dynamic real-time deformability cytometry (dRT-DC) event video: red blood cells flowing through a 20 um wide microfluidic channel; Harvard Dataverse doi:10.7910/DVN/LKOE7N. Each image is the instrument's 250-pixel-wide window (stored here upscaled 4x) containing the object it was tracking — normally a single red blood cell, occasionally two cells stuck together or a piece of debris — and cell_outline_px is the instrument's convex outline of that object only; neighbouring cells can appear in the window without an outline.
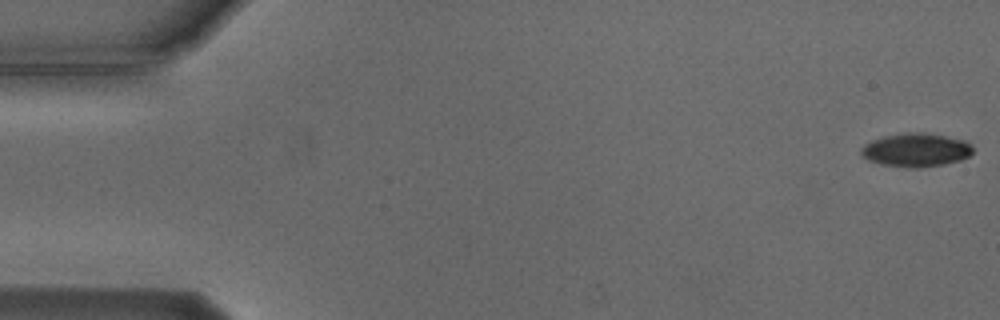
{"species": "Egyptian fruit bat (a non-hibernating species)", "species_latin": "Rousettus aegyptiacus", "temperature_condition": "cold", "stored_images_in_passage": 6, "camera_frame_rate_fps": 3000, "um_per_image_px": 0.085, "animal": {"sex": "male"}, "frame": {"image": 1, "passage_image": 1, "time_ms": 0.0, "image_size_px": [1000, 320], "cell_outline_px": [[972, 152], [968, 156], [960, 160], [944, 164], [920, 168], [908, 168], [880, 164], [868, 160], [860, 152], [860, 148], [864, 144], [872, 140], [884, 136], [908, 132], [920, 132], [944, 136], [964, 140], [972, 144]], "centroid_in_image_um": [77.84, 12.75], "position_along_channel_um": 7.2, "area_um2": 21.85}}
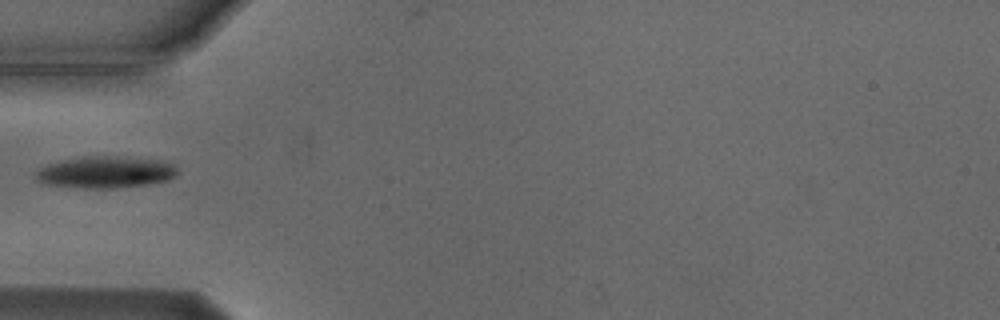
{"frame": {"image": 2, "passage_image": 5, "time_ms": 5.667, "image_size_px": [1000, 320], "cell_outline_px": [[180, 172], [176, 176], [168, 180], [148, 184], [112, 188], [84, 188], [44, 184], [36, 180], [36, 172], [40, 168], [48, 164], [64, 160], [84, 156], [116, 156], [160, 160], [176, 164]], "centroid_in_image_um": [9.02, 14.63], "position_along_channel_um": 76.0, "area_um2": 26.36}}
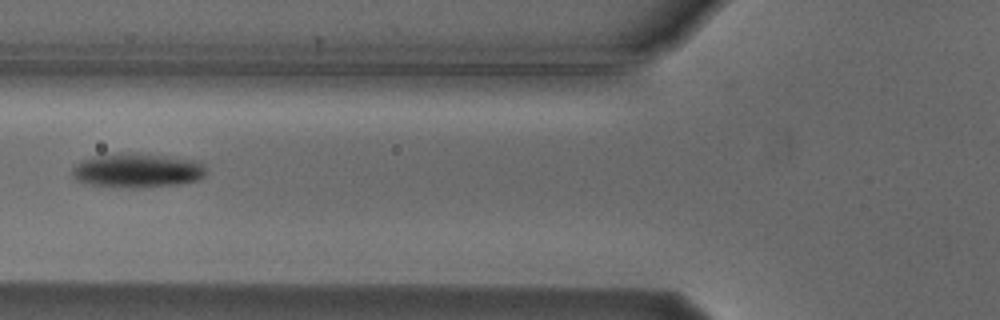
{"frame": {"image": 3, "passage_image": 6, "time_ms": 6.667, "image_size_px": [1000, 320], "cell_outline_px": [[204, 176], [200, 180], [180, 184], [140, 188], [132, 188], [92, 184], [76, 180], [72, 176], [72, 168], [76, 164], [92, 156], [124, 152], [140, 152], [200, 160], [204, 164]], "centroid_in_image_um": [11.72, 14.47], "position_along_channel_um": 114.1, "area_um2": 27.22}}